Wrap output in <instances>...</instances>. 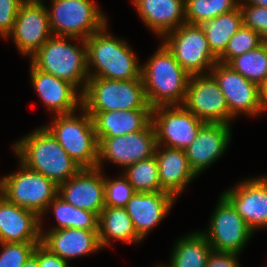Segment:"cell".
<instances>
[{
  "label": "cell",
  "instance_id": "obj_1",
  "mask_svg": "<svg viewBox=\"0 0 267 267\" xmlns=\"http://www.w3.org/2000/svg\"><path fill=\"white\" fill-rule=\"evenodd\" d=\"M12 149L21 163L57 185L82 169L44 125L16 141Z\"/></svg>",
  "mask_w": 267,
  "mask_h": 267
},
{
  "label": "cell",
  "instance_id": "obj_2",
  "mask_svg": "<svg viewBox=\"0 0 267 267\" xmlns=\"http://www.w3.org/2000/svg\"><path fill=\"white\" fill-rule=\"evenodd\" d=\"M108 26L106 24L85 40L89 77L118 81L142 79V66L132 47L107 32Z\"/></svg>",
  "mask_w": 267,
  "mask_h": 267
},
{
  "label": "cell",
  "instance_id": "obj_3",
  "mask_svg": "<svg viewBox=\"0 0 267 267\" xmlns=\"http://www.w3.org/2000/svg\"><path fill=\"white\" fill-rule=\"evenodd\" d=\"M162 44L141 68L145 96L152 107L182 105L190 75Z\"/></svg>",
  "mask_w": 267,
  "mask_h": 267
},
{
  "label": "cell",
  "instance_id": "obj_4",
  "mask_svg": "<svg viewBox=\"0 0 267 267\" xmlns=\"http://www.w3.org/2000/svg\"><path fill=\"white\" fill-rule=\"evenodd\" d=\"M68 40L81 44L73 45ZM30 59L38 70L73 84L83 93L89 79L84 39L52 35Z\"/></svg>",
  "mask_w": 267,
  "mask_h": 267
},
{
  "label": "cell",
  "instance_id": "obj_5",
  "mask_svg": "<svg viewBox=\"0 0 267 267\" xmlns=\"http://www.w3.org/2000/svg\"><path fill=\"white\" fill-rule=\"evenodd\" d=\"M80 110V115H55L52 123L44 126L82 169L97 168L98 140L93 120L82 107Z\"/></svg>",
  "mask_w": 267,
  "mask_h": 267
},
{
  "label": "cell",
  "instance_id": "obj_6",
  "mask_svg": "<svg viewBox=\"0 0 267 267\" xmlns=\"http://www.w3.org/2000/svg\"><path fill=\"white\" fill-rule=\"evenodd\" d=\"M86 112L153 109L147 102L142 79L126 81L89 77L82 93Z\"/></svg>",
  "mask_w": 267,
  "mask_h": 267
},
{
  "label": "cell",
  "instance_id": "obj_7",
  "mask_svg": "<svg viewBox=\"0 0 267 267\" xmlns=\"http://www.w3.org/2000/svg\"><path fill=\"white\" fill-rule=\"evenodd\" d=\"M47 7L52 35L86 40L108 22L92 0H51Z\"/></svg>",
  "mask_w": 267,
  "mask_h": 267
},
{
  "label": "cell",
  "instance_id": "obj_8",
  "mask_svg": "<svg viewBox=\"0 0 267 267\" xmlns=\"http://www.w3.org/2000/svg\"><path fill=\"white\" fill-rule=\"evenodd\" d=\"M19 169L1 178L0 193L19 207L36 212L40 217L58 195V185L19 161Z\"/></svg>",
  "mask_w": 267,
  "mask_h": 267
},
{
  "label": "cell",
  "instance_id": "obj_9",
  "mask_svg": "<svg viewBox=\"0 0 267 267\" xmlns=\"http://www.w3.org/2000/svg\"><path fill=\"white\" fill-rule=\"evenodd\" d=\"M162 38V42L189 75L210 74L218 62L209 49L200 25L183 24Z\"/></svg>",
  "mask_w": 267,
  "mask_h": 267
},
{
  "label": "cell",
  "instance_id": "obj_10",
  "mask_svg": "<svg viewBox=\"0 0 267 267\" xmlns=\"http://www.w3.org/2000/svg\"><path fill=\"white\" fill-rule=\"evenodd\" d=\"M207 231L201 232L213 251L240 254L254 234L231 203L221 194Z\"/></svg>",
  "mask_w": 267,
  "mask_h": 267
},
{
  "label": "cell",
  "instance_id": "obj_11",
  "mask_svg": "<svg viewBox=\"0 0 267 267\" xmlns=\"http://www.w3.org/2000/svg\"><path fill=\"white\" fill-rule=\"evenodd\" d=\"M97 168L103 169V161H110L123 169L155 155L156 132L152 122L143 130L117 137H97Z\"/></svg>",
  "mask_w": 267,
  "mask_h": 267
},
{
  "label": "cell",
  "instance_id": "obj_12",
  "mask_svg": "<svg viewBox=\"0 0 267 267\" xmlns=\"http://www.w3.org/2000/svg\"><path fill=\"white\" fill-rule=\"evenodd\" d=\"M152 124L157 145L184 150L195 140L205 122L183 105H172L153 108Z\"/></svg>",
  "mask_w": 267,
  "mask_h": 267
},
{
  "label": "cell",
  "instance_id": "obj_13",
  "mask_svg": "<svg viewBox=\"0 0 267 267\" xmlns=\"http://www.w3.org/2000/svg\"><path fill=\"white\" fill-rule=\"evenodd\" d=\"M182 105L205 123L231 125V120L234 119L225 96L211 74L190 75Z\"/></svg>",
  "mask_w": 267,
  "mask_h": 267
},
{
  "label": "cell",
  "instance_id": "obj_14",
  "mask_svg": "<svg viewBox=\"0 0 267 267\" xmlns=\"http://www.w3.org/2000/svg\"><path fill=\"white\" fill-rule=\"evenodd\" d=\"M225 96L230 114L236 118L239 113L246 116L262 114L261 88L245 79L227 64L217 62L210 71Z\"/></svg>",
  "mask_w": 267,
  "mask_h": 267
},
{
  "label": "cell",
  "instance_id": "obj_15",
  "mask_svg": "<svg viewBox=\"0 0 267 267\" xmlns=\"http://www.w3.org/2000/svg\"><path fill=\"white\" fill-rule=\"evenodd\" d=\"M51 36L46 5L32 1L22 3L6 39L12 38L20 54L30 58Z\"/></svg>",
  "mask_w": 267,
  "mask_h": 267
},
{
  "label": "cell",
  "instance_id": "obj_16",
  "mask_svg": "<svg viewBox=\"0 0 267 267\" xmlns=\"http://www.w3.org/2000/svg\"><path fill=\"white\" fill-rule=\"evenodd\" d=\"M222 195L253 232L267 228V176L244 179Z\"/></svg>",
  "mask_w": 267,
  "mask_h": 267
},
{
  "label": "cell",
  "instance_id": "obj_17",
  "mask_svg": "<svg viewBox=\"0 0 267 267\" xmlns=\"http://www.w3.org/2000/svg\"><path fill=\"white\" fill-rule=\"evenodd\" d=\"M58 196L79 209L99 216L105 207L103 170L81 169L69 180L58 185Z\"/></svg>",
  "mask_w": 267,
  "mask_h": 267
},
{
  "label": "cell",
  "instance_id": "obj_18",
  "mask_svg": "<svg viewBox=\"0 0 267 267\" xmlns=\"http://www.w3.org/2000/svg\"><path fill=\"white\" fill-rule=\"evenodd\" d=\"M30 80L44 107L52 114H70L82 107V93L71 83L42 72L30 63Z\"/></svg>",
  "mask_w": 267,
  "mask_h": 267
},
{
  "label": "cell",
  "instance_id": "obj_19",
  "mask_svg": "<svg viewBox=\"0 0 267 267\" xmlns=\"http://www.w3.org/2000/svg\"><path fill=\"white\" fill-rule=\"evenodd\" d=\"M231 125L205 123L195 140L185 148L189 165L197 176L225 153L231 141Z\"/></svg>",
  "mask_w": 267,
  "mask_h": 267
},
{
  "label": "cell",
  "instance_id": "obj_20",
  "mask_svg": "<svg viewBox=\"0 0 267 267\" xmlns=\"http://www.w3.org/2000/svg\"><path fill=\"white\" fill-rule=\"evenodd\" d=\"M10 242H41V217L0 193V243Z\"/></svg>",
  "mask_w": 267,
  "mask_h": 267
},
{
  "label": "cell",
  "instance_id": "obj_21",
  "mask_svg": "<svg viewBox=\"0 0 267 267\" xmlns=\"http://www.w3.org/2000/svg\"><path fill=\"white\" fill-rule=\"evenodd\" d=\"M175 198L166 192H136L125 209L129 214L137 236L143 240L174 205Z\"/></svg>",
  "mask_w": 267,
  "mask_h": 267
},
{
  "label": "cell",
  "instance_id": "obj_22",
  "mask_svg": "<svg viewBox=\"0 0 267 267\" xmlns=\"http://www.w3.org/2000/svg\"><path fill=\"white\" fill-rule=\"evenodd\" d=\"M41 243L67 262L103 249L98 230L63 228L46 232L41 225Z\"/></svg>",
  "mask_w": 267,
  "mask_h": 267
},
{
  "label": "cell",
  "instance_id": "obj_23",
  "mask_svg": "<svg viewBox=\"0 0 267 267\" xmlns=\"http://www.w3.org/2000/svg\"><path fill=\"white\" fill-rule=\"evenodd\" d=\"M155 157L158 162L161 192L178 198L197 177L189 165L185 150L157 145Z\"/></svg>",
  "mask_w": 267,
  "mask_h": 267
},
{
  "label": "cell",
  "instance_id": "obj_24",
  "mask_svg": "<svg viewBox=\"0 0 267 267\" xmlns=\"http://www.w3.org/2000/svg\"><path fill=\"white\" fill-rule=\"evenodd\" d=\"M144 25L158 37L186 24L185 0H132Z\"/></svg>",
  "mask_w": 267,
  "mask_h": 267
},
{
  "label": "cell",
  "instance_id": "obj_25",
  "mask_svg": "<svg viewBox=\"0 0 267 267\" xmlns=\"http://www.w3.org/2000/svg\"><path fill=\"white\" fill-rule=\"evenodd\" d=\"M96 137H117L145 129L152 122V109L87 112Z\"/></svg>",
  "mask_w": 267,
  "mask_h": 267
},
{
  "label": "cell",
  "instance_id": "obj_26",
  "mask_svg": "<svg viewBox=\"0 0 267 267\" xmlns=\"http://www.w3.org/2000/svg\"><path fill=\"white\" fill-rule=\"evenodd\" d=\"M98 235L101 247L110 245L111 241L118 240L131 244L142 240L137 236L133 222L125 208L104 207L99 214Z\"/></svg>",
  "mask_w": 267,
  "mask_h": 267
},
{
  "label": "cell",
  "instance_id": "obj_27",
  "mask_svg": "<svg viewBox=\"0 0 267 267\" xmlns=\"http://www.w3.org/2000/svg\"><path fill=\"white\" fill-rule=\"evenodd\" d=\"M174 244L170 264L157 267H206L212 247L200 231L186 234Z\"/></svg>",
  "mask_w": 267,
  "mask_h": 267
},
{
  "label": "cell",
  "instance_id": "obj_28",
  "mask_svg": "<svg viewBox=\"0 0 267 267\" xmlns=\"http://www.w3.org/2000/svg\"><path fill=\"white\" fill-rule=\"evenodd\" d=\"M208 46L218 59L227 48L230 38L243 26L241 9L218 15L202 24Z\"/></svg>",
  "mask_w": 267,
  "mask_h": 267
},
{
  "label": "cell",
  "instance_id": "obj_29",
  "mask_svg": "<svg viewBox=\"0 0 267 267\" xmlns=\"http://www.w3.org/2000/svg\"><path fill=\"white\" fill-rule=\"evenodd\" d=\"M52 210L57 224L49 230H59L63 228H75L82 230H98L99 216L91 211L79 209L65 202L58 195L49 203L46 212L41 216V225L44 215Z\"/></svg>",
  "mask_w": 267,
  "mask_h": 267
},
{
  "label": "cell",
  "instance_id": "obj_30",
  "mask_svg": "<svg viewBox=\"0 0 267 267\" xmlns=\"http://www.w3.org/2000/svg\"><path fill=\"white\" fill-rule=\"evenodd\" d=\"M227 65L261 88L267 81V41L253 50L234 57Z\"/></svg>",
  "mask_w": 267,
  "mask_h": 267
},
{
  "label": "cell",
  "instance_id": "obj_31",
  "mask_svg": "<svg viewBox=\"0 0 267 267\" xmlns=\"http://www.w3.org/2000/svg\"><path fill=\"white\" fill-rule=\"evenodd\" d=\"M239 0H185L187 24L200 25L239 7Z\"/></svg>",
  "mask_w": 267,
  "mask_h": 267
},
{
  "label": "cell",
  "instance_id": "obj_32",
  "mask_svg": "<svg viewBox=\"0 0 267 267\" xmlns=\"http://www.w3.org/2000/svg\"><path fill=\"white\" fill-rule=\"evenodd\" d=\"M122 173L136 192L161 191L155 155L127 166Z\"/></svg>",
  "mask_w": 267,
  "mask_h": 267
},
{
  "label": "cell",
  "instance_id": "obj_33",
  "mask_svg": "<svg viewBox=\"0 0 267 267\" xmlns=\"http://www.w3.org/2000/svg\"><path fill=\"white\" fill-rule=\"evenodd\" d=\"M264 40L249 27L242 26L229 40L224 53L218 58V62L228 64L234 57L240 56L257 48Z\"/></svg>",
  "mask_w": 267,
  "mask_h": 267
},
{
  "label": "cell",
  "instance_id": "obj_34",
  "mask_svg": "<svg viewBox=\"0 0 267 267\" xmlns=\"http://www.w3.org/2000/svg\"><path fill=\"white\" fill-rule=\"evenodd\" d=\"M135 193L134 187L123 174L117 179L104 176L105 207L125 208Z\"/></svg>",
  "mask_w": 267,
  "mask_h": 267
},
{
  "label": "cell",
  "instance_id": "obj_35",
  "mask_svg": "<svg viewBox=\"0 0 267 267\" xmlns=\"http://www.w3.org/2000/svg\"><path fill=\"white\" fill-rule=\"evenodd\" d=\"M40 242L0 243V267H22Z\"/></svg>",
  "mask_w": 267,
  "mask_h": 267
},
{
  "label": "cell",
  "instance_id": "obj_36",
  "mask_svg": "<svg viewBox=\"0 0 267 267\" xmlns=\"http://www.w3.org/2000/svg\"><path fill=\"white\" fill-rule=\"evenodd\" d=\"M242 12L243 25L257 32L267 41V7L239 4Z\"/></svg>",
  "mask_w": 267,
  "mask_h": 267
},
{
  "label": "cell",
  "instance_id": "obj_37",
  "mask_svg": "<svg viewBox=\"0 0 267 267\" xmlns=\"http://www.w3.org/2000/svg\"><path fill=\"white\" fill-rule=\"evenodd\" d=\"M23 0H0V36L7 38L11 33Z\"/></svg>",
  "mask_w": 267,
  "mask_h": 267
},
{
  "label": "cell",
  "instance_id": "obj_38",
  "mask_svg": "<svg viewBox=\"0 0 267 267\" xmlns=\"http://www.w3.org/2000/svg\"><path fill=\"white\" fill-rule=\"evenodd\" d=\"M32 255L38 260L39 267H70L69 262L52 253L41 242L35 246Z\"/></svg>",
  "mask_w": 267,
  "mask_h": 267
},
{
  "label": "cell",
  "instance_id": "obj_39",
  "mask_svg": "<svg viewBox=\"0 0 267 267\" xmlns=\"http://www.w3.org/2000/svg\"><path fill=\"white\" fill-rule=\"evenodd\" d=\"M237 253L213 251L210 253L206 267H241Z\"/></svg>",
  "mask_w": 267,
  "mask_h": 267
},
{
  "label": "cell",
  "instance_id": "obj_40",
  "mask_svg": "<svg viewBox=\"0 0 267 267\" xmlns=\"http://www.w3.org/2000/svg\"><path fill=\"white\" fill-rule=\"evenodd\" d=\"M261 105L263 108V111H267V81L266 83L261 87Z\"/></svg>",
  "mask_w": 267,
  "mask_h": 267
},
{
  "label": "cell",
  "instance_id": "obj_41",
  "mask_svg": "<svg viewBox=\"0 0 267 267\" xmlns=\"http://www.w3.org/2000/svg\"><path fill=\"white\" fill-rule=\"evenodd\" d=\"M240 4H249L261 7H267V0H240Z\"/></svg>",
  "mask_w": 267,
  "mask_h": 267
},
{
  "label": "cell",
  "instance_id": "obj_42",
  "mask_svg": "<svg viewBox=\"0 0 267 267\" xmlns=\"http://www.w3.org/2000/svg\"><path fill=\"white\" fill-rule=\"evenodd\" d=\"M22 267H39L38 260L31 255Z\"/></svg>",
  "mask_w": 267,
  "mask_h": 267
},
{
  "label": "cell",
  "instance_id": "obj_43",
  "mask_svg": "<svg viewBox=\"0 0 267 267\" xmlns=\"http://www.w3.org/2000/svg\"><path fill=\"white\" fill-rule=\"evenodd\" d=\"M24 2H43L44 0H23Z\"/></svg>",
  "mask_w": 267,
  "mask_h": 267
}]
</instances>
